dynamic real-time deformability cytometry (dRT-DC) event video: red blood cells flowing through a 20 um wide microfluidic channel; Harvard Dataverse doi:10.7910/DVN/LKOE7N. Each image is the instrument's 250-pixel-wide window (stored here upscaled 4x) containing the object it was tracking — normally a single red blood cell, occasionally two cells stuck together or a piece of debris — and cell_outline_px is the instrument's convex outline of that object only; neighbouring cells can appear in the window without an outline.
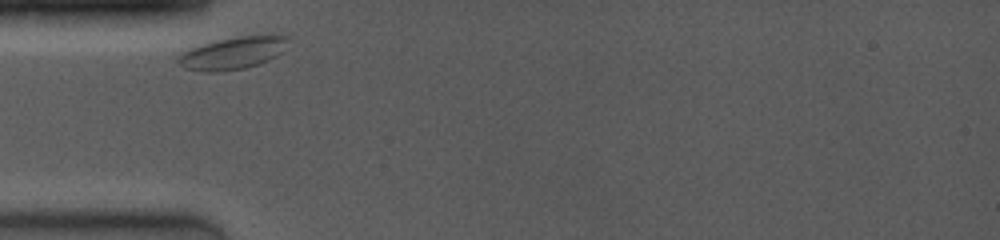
{"species": "common noctule bat (a hibernating species)", "species_latin": "Nyctalus noctula", "temperature_condition": "room temperature", "stored_images_in_passage": 3, "camera_frame_rate_fps": 4000, "um_per_image_px": 0.085, "animal": {"sex": "female", "body_mass_g": 19.0, "forearm_length_mm": 53.3}, "frame": {"image": 1, "passage_image": 1, "time_ms": 0.0, "image_size_px": [1000, 240], "cell_outline_px": [[288, 40], [280, 52], [276, 56], [268, 60], [244, 68], [220, 72], [200, 72], [184, 68], [176, 60], [172, 52], [200, 44], [236, 36], [268, 32], [272, 32], [288, 36]], "centroid_in_image_um": [19.69, 4.47], "position_along_channel_um": 65.3, "area_um2": 21.79}}
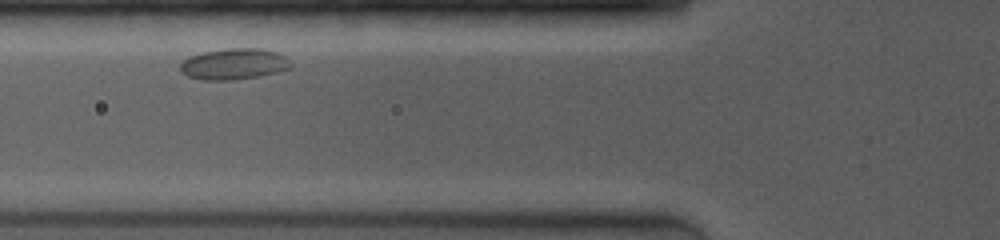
{"frame": {"image": 2, "passage_image": 2, "time_ms": 1.25, "image_size_px": [1000, 240], "cell_outline_px": [[292, 68], [276, 72], [256, 76], [232, 80], [204, 80], [188, 76], [180, 72], [176, 60], [200, 52], [224, 48], [264, 48], [280, 52], [288, 56], [292, 60]], "centroid_in_image_um": [19.85, 5.41], "position_along_channel_um": 106.0, "area_um2": 20.87}}
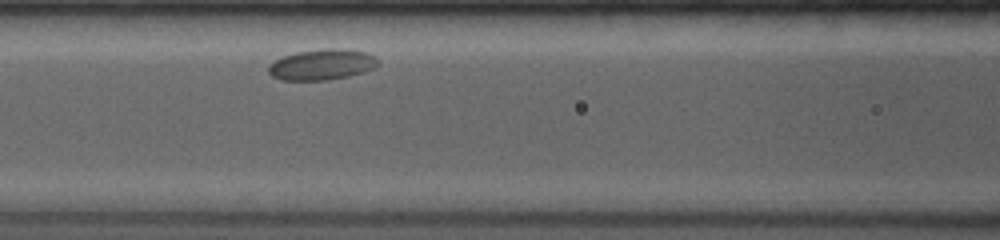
{"frame": {"image": 3, "passage_image": 3, "time_ms": 2.25, "image_size_px": [1000, 240], "cell_outline_px": [[380, 64], [376, 68], [364, 72], [348, 76], [328, 80], [280, 80], [272, 76], [268, 72], [268, 64], [272, 60], [296, 52], [324, 48], [348, 48], [368, 52], [376, 56], [380, 60]], "centroid_in_image_um": [27.41, 5.47], "position_along_channel_um": 139.2, "area_um2": 20.23}}